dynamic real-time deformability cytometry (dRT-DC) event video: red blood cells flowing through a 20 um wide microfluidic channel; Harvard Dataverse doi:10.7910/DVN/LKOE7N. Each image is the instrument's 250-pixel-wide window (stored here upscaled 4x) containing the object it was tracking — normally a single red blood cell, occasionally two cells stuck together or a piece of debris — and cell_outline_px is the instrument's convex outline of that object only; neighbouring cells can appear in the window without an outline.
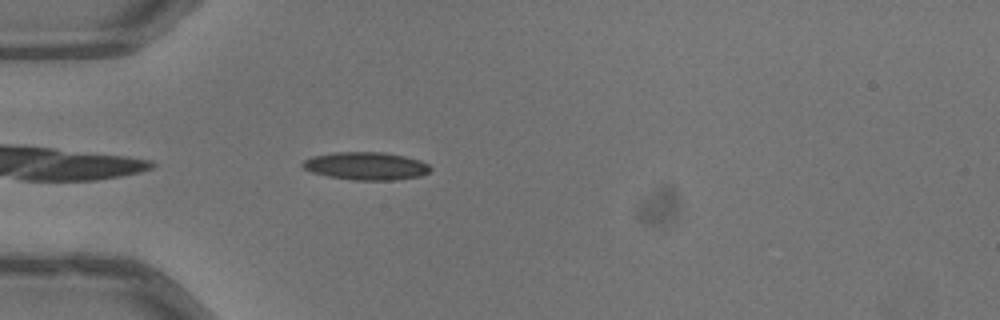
{"species": "common noctule bat (a hibernating species)", "species_latin": "Nyctalus noctula", "temperature_condition": "warm", "stored_images_in_passage": 38, "camera_frame_rate_fps": 3000, "um_per_image_px": 0.085, "animal": {"sex": "male", "body_mass_g": 13.3}, "frame": {"image": 1, "passage_image": 2, "time_ms": 0.333, "image_size_px": [1000, 320], "cell_outline_px": [[432, 168], [428, 172], [420, 176], [392, 180], [356, 180], [328, 176], [312, 172], [304, 168], [300, 164], [304, 160], [312, 156], [336, 152], [384, 152], [404, 156], [420, 160], [428, 164]], "centroid_in_image_um": [31.11, 14.1], "position_along_channel_um": 53.9, "area_um2": 20.63}}
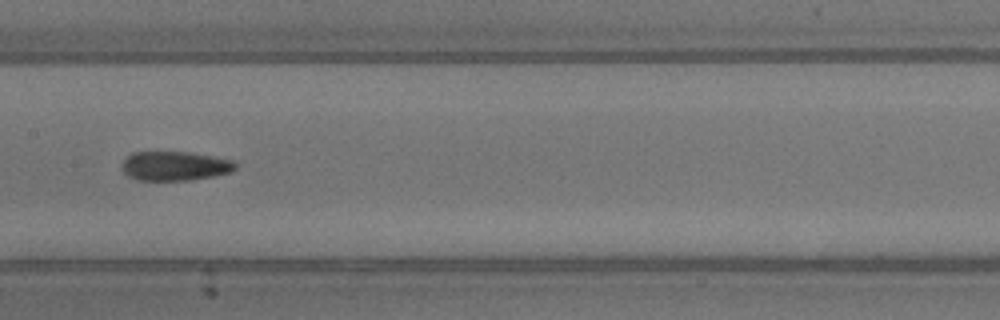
{"frame": {"image": 2, "passage_image": 13, "time_ms": 4.0, "image_size_px": [1000, 320], "cell_outline_px": [[236, 168], [232, 172], [192, 180], [136, 180], [128, 176], [124, 172], [124, 160], [132, 152], [188, 152], [212, 156], [232, 160], [236, 164]], "centroid_in_image_um": [14.88, 14.11], "position_along_channel_um": 192.5, "area_um2": 19.19}}
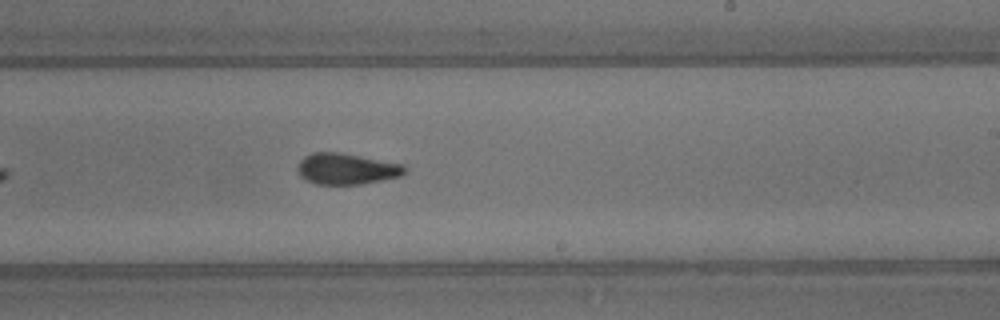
{"frame": {"image": 3, "passage_image": 18, "time_ms": 5.667, "image_size_px": [1000, 320], "cell_outline_px": [[408, 168], [400, 176], [360, 184], [316, 184], [300, 176], [296, 168], [300, 160], [304, 156], [312, 152], [340, 152], [408, 164]], "centroid_in_image_um": [29.48, 14.33], "position_along_channel_um": 259.5, "area_um2": 19.65}, "authors_computed_cell_mechanics": {"area_um2": 19.1896, "velocity_mm_per_s": 4.0377, "shape_relaxation_time_tau1_ms": 5.3034, "shape_relaxation_time_tau2_ms": 1.8214, "deformation_change_tau1": 0.1968, "deformation_change_tau2": 0.0878}}